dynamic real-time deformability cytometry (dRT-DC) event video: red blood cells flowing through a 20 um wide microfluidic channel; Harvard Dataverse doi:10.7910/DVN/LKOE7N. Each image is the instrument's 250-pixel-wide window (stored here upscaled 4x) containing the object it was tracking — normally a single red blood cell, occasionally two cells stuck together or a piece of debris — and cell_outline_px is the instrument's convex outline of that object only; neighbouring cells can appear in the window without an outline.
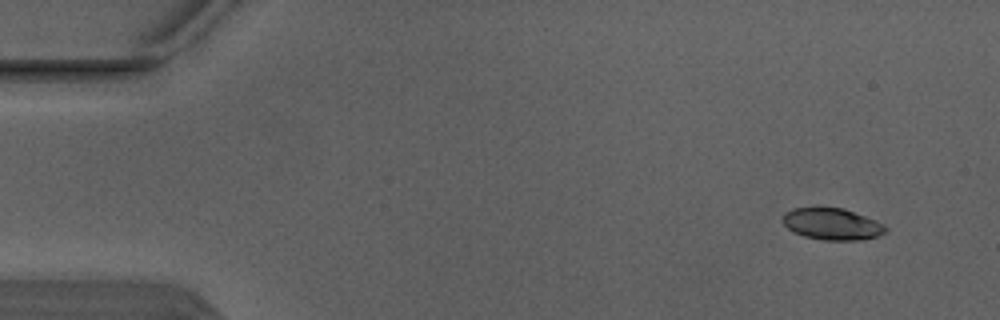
{"species": "Egyptian fruit bat (a non-hibernating species)", "species_latin": "Rousettus aegyptiacus", "temperature_condition": "warm", "stored_images_in_passage": 4, "camera_frame_rate_fps": 3000, "um_per_image_px": 0.085, "animal": {"sex": "male"}, "frame": {"image": 1, "passage_image": 1, "time_ms": 0.0, "image_size_px": [1000, 320], "cell_outline_px": [[888, 228], [880, 236], [864, 240], [824, 240], [804, 236], [788, 228], [784, 224], [784, 212], [792, 208], [844, 208], [876, 220], [884, 224]], "centroid_in_image_um": [70.78, 19.05], "position_along_channel_um": 14.2, "area_um2": 18.9}}
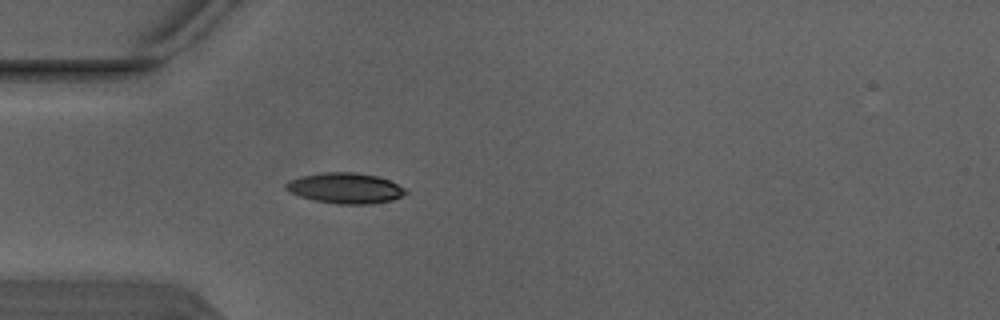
{"frame": {"image": 2, "passage_image": 4, "time_ms": 1.0, "image_size_px": [1000, 320], "cell_outline_px": [[408, 192], [392, 200], [368, 204], [340, 204], [316, 200], [300, 196], [288, 192], [284, 188], [284, 184], [288, 180], [300, 176], [324, 172], [356, 172], [376, 176], [388, 180], [404, 188]], "centroid_in_image_um": [29.29, 15.98], "position_along_channel_um": 55.7, "area_um2": 21.21}}